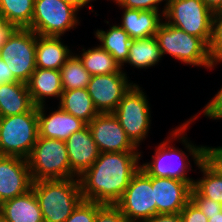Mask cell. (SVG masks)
<instances>
[{
    "instance_id": "cell-41",
    "label": "cell",
    "mask_w": 222,
    "mask_h": 222,
    "mask_svg": "<svg viewBox=\"0 0 222 222\" xmlns=\"http://www.w3.org/2000/svg\"><path fill=\"white\" fill-rule=\"evenodd\" d=\"M203 2L212 12L222 9V0H203Z\"/></svg>"
},
{
    "instance_id": "cell-18",
    "label": "cell",
    "mask_w": 222,
    "mask_h": 222,
    "mask_svg": "<svg viewBox=\"0 0 222 222\" xmlns=\"http://www.w3.org/2000/svg\"><path fill=\"white\" fill-rule=\"evenodd\" d=\"M45 106L37 107L39 137L66 141L73 133L87 125L59 106L57 110L46 115Z\"/></svg>"
},
{
    "instance_id": "cell-10",
    "label": "cell",
    "mask_w": 222,
    "mask_h": 222,
    "mask_svg": "<svg viewBox=\"0 0 222 222\" xmlns=\"http://www.w3.org/2000/svg\"><path fill=\"white\" fill-rule=\"evenodd\" d=\"M115 205L130 222H139L156 215L152 176L140 168Z\"/></svg>"
},
{
    "instance_id": "cell-28",
    "label": "cell",
    "mask_w": 222,
    "mask_h": 222,
    "mask_svg": "<svg viewBox=\"0 0 222 222\" xmlns=\"http://www.w3.org/2000/svg\"><path fill=\"white\" fill-rule=\"evenodd\" d=\"M35 0H0V9L7 23L15 28H28L33 17Z\"/></svg>"
},
{
    "instance_id": "cell-32",
    "label": "cell",
    "mask_w": 222,
    "mask_h": 222,
    "mask_svg": "<svg viewBox=\"0 0 222 222\" xmlns=\"http://www.w3.org/2000/svg\"><path fill=\"white\" fill-rule=\"evenodd\" d=\"M96 202L82 200L65 222H94Z\"/></svg>"
},
{
    "instance_id": "cell-35",
    "label": "cell",
    "mask_w": 222,
    "mask_h": 222,
    "mask_svg": "<svg viewBox=\"0 0 222 222\" xmlns=\"http://www.w3.org/2000/svg\"><path fill=\"white\" fill-rule=\"evenodd\" d=\"M183 222H208V218L190 200L180 212Z\"/></svg>"
},
{
    "instance_id": "cell-12",
    "label": "cell",
    "mask_w": 222,
    "mask_h": 222,
    "mask_svg": "<svg viewBox=\"0 0 222 222\" xmlns=\"http://www.w3.org/2000/svg\"><path fill=\"white\" fill-rule=\"evenodd\" d=\"M197 119V115L190 120L184 122L180 127H177V138L175 140L182 141L187 151L193 158L196 166L203 173L201 178L194 180L193 187L204 197L214 200L222 204V172L206 157L207 146H196L188 142L186 129L190 123ZM185 132V133H184ZM184 133V134H183Z\"/></svg>"
},
{
    "instance_id": "cell-6",
    "label": "cell",
    "mask_w": 222,
    "mask_h": 222,
    "mask_svg": "<svg viewBox=\"0 0 222 222\" xmlns=\"http://www.w3.org/2000/svg\"><path fill=\"white\" fill-rule=\"evenodd\" d=\"M36 42L33 30L15 28L0 48V58L17 81L27 83L36 69Z\"/></svg>"
},
{
    "instance_id": "cell-46",
    "label": "cell",
    "mask_w": 222,
    "mask_h": 222,
    "mask_svg": "<svg viewBox=\"0 0 222 222\" xmlns=\"http://www.w3.org/2000/svg\"><path fill=\"white\" fill-rule=\"evenodd\" d=\"M2 121H3V117L0 115V131H1Z\"/></svg>"
},
{
    "instance_id": "cell-25",
    "label": "cell",
    "mask_w": 222,
    "mask_h": 222,
    "mask_svg": "<svg viewBox=\"0 0 222 222\" xmlns=\"http://www.w3.org/2000/svg\"><path fill=\"white\" fill-rule=\"evenodd\" d=\"M162 58V53L155 36L132 39L128 58L125 62L138 69L154 67Z\"/></svg>"
},
{
    "instance_id": "cell-15",
    "label": "cell",
    "mask_w": 222,
    "mask_h": 222,
    "mask_svg": "<svg viewBox=\"0 0 222 222\" xmlns=\"http://www.w3.org/2000/svg\"><path fill=\"white\" fill-rule=\"evenodd\" d=\"M27 159L0 155V204L32 189Z\"/></svg>"
},
{
    "instance_id": "cell-21",
    "label": "cell",
    "mask_w": 222,
    "mask_h": 222,
    "mask_svg": "<svg viewBox=\"0 0 222 222\" xmlns=\"http://www.w3.org/2000/svg\"><path fill=\"white\" fill-rule=\"evenodd\" d=\"M0 214L9 222H44L33 189L2 202L0 204Z\"/></svg>"
},
{
    "instance_id": "cell-37",
    "label": "cell",
    "mask_w": 222,
    "mask_h": 222,
    "mask_svg": "<svg viewBox=\"0 0 222 222\" xmlns=\"http://www.w3.org/2000/svg\"><path fill=\"white\" fill-rule=\"evenodd\" d=\"M139 222H183L180 213L156 214L149 219Z\"/></svg>"
},
{
    "instance_id": "cell-19",
    "label": "cell",
    "mask_w": 222,
    "mask_h": 222,
    "mask_svg": "<svg viewBox=\"0 0 222 222\" xmlns=\"http://www.w3.org/2000/svg\"><path fill=\"white\" fill-rule=\"evenodd\" d=\"M26 84L32 103L36 107L45 105V99L48 97L60 100L63 92L60 70L36 68Z\"/></svg>"
},
{
    "instance_id": "cell-11",
    "label": "cell",
    "mask_w": 222,
    "mask_h": 222,
    "mask_svg": "<svg viewBox=\"0 0 222 222\" xmlns=\"http://www.w3.org/2000/svg\"><path fill=\"white\" fill-rule=\"evenodd\" d=\"M175 138H177V128L155 149V154L151 156L153 161L141 164L140 168L149 176L176 178L193 186L194 179L187 176L191 169L189 156L184 151L169 145L170 141Z\"/></svg>"
},
{
    "instance_id": "cell-44",
    "label": "cell",
    "mask_w": 222,
    "mask_h": 222,
    "mask_svg": "<svg viewBox=\"0 0 222 222\" xmlns=\"http://www.w3.org/2000/svg\"><path fill=\"white\" fill-rule=\"evenodd\" d=\"M10 34L11 33H0V48L4 45Z\"/></svg>"
},
{
    "instance_id": "cell-42",
    "label": "cell",
    "mask_w": 222,
    "mask_h": 222,
    "mask_svg": "<svg viewBox=\"0 0 222 222\" xmlns=\"http://www.w3.org/2000/svg\"><path fill=\"white\" fill-rule=\"evenodd\" d=\"M62 1L69 3L72 6H74L76 9L80 10L84 6H87L86 4L94 0H62Z\"/></svg>"
},
{
    "instance_id": "cell-16",
    "label": "cell",
    "mask_w": 222,
    "mask_h": 222,
    "mask_svg": "<svg viewBox=\"0 0 222 222\" xmlns=\"http://www.w3.org/2000/svg\"><path fill=\"white\" fill-rule=\"evenodd\" d=\"M156 214L180 213L190 201L192 186L176 178L152 177Z\"/></svg>"
},
{
    "instance_id": "cell-29",
    "label": "cell",
    "mask_w": 222,
    "mask_h": 222,
    "mask_svg": "<svg viewBox=\"0 0 222 222\" xmlns=\"http://www.w3.org/2000/svg\"><path fill=\"white\" fill-rule=\"evenodd\" d=\"M63 91L87 88L91 75L74 53L60 69Z\"/></svg>"
},
{
    "instance_id": "cell-24",
    "label": "cell",
    "mask_w": 222,
    "mask_h": 222,
    "mask_svg": "<svg viewBox=\"0 0 222 222\" xmlns=\"http://www.w3.org/2000/svg\"><path fill=\"white\" fill-rule=\"evenodd\" d=\"M58 106L87 125L99 114L86 88L63 91Z\"/></svg>"
},
{
    "instance_id": "cell-40",
    "label": "cell",
    "mask_w": 222,
    "mask_h": 222,
    "mask_svg": "<svg viewBox=\"0 0 222 222\" xmlns=\"http://www.w3.org/2000/svg\"><path fill=\"white\" fill-rule=\"evenodd\" d=\"M15 27L12 24L7 23L5 16L0 9V33H12Z\"/></svg>"
},
{
    "instance_id": "cell-22",
    "label": "cell",
    "mask_w": 222,
    "mask_h": 222,
    "mask_svg": "<svg viewBox=\"0 0 222 222\" xmlns=\"http://www.w3.org/2000/svg\"><path fill=\"white\" fill-rule=\"evenodd\" d=\"M60 39L61 36L37 35L36 68L61 69L73 52Z\"/></svg>"
},
{
    "instance_id": "cell-43",
    "label": "cell",
    "mask_w": 222,
    "mask_h": 222,
    "mask_svg": "<svg viewBox=\"0 0 222 222\" xmlns=\"http://www.w3.org/2000/svg\"><path fill=\"white\" fill-rule=\"evenodd\" d=\"M208 222H222V212L211 215Z\"/></svg>"
},
{
    "instance_id": "cell-20",
    "label": "cell",
    "mask_w": 222,
    "mask_h": 222,
    "mask_svg": "<svg viewBox=\"0 0 222 222\" xmlns=\"http://www.w3.org/2000/svg\"><path fill=\"white\" fill-rule=\"evenodd\" d=\"M163 15L158 11L124 8L122 22L119 26L131 39H142L155 36L162 22Z\"/></svg>"
},
{
    "instance_id": "cell-38",
    "label": "cell",
    "mask_w": 222,
    "mask_h": 222,
    "mask_svg": "<svg viewBox=\"0 0 222 222\" xmlns=\"http://www.w3.org/2000/svg\"><path fill=\"white\" fill-rule=\"evenodd\" d=\"M206 157L222 172V152L217 147H207Z\"/></svg>"
},
{
    "instance_id": "cell-1",
    "label": "cell",
    "mask_w": 222,
    "mask_h": 222,
    "mask_svg": "<svg viewBox=\"0 0 222 222\" xmlns=\"http://www.w3.org/2000/svg\"><path fill=\"white\" fill-rule=\"evenodd\" d=\"M141 152H102L79 176L82 198L101 204H115L140 169Z\"/></svg>"
},
{
    "instance_id": "cell-7",
    "label": "cell",
    "mask_w": 222,
    "mask_h": 222,
    "mask_svg": "<svg viewBox=\"0 0 222 222\" xmlns=\"http://www.w3.org/2000/svg\"><path fill=\"white\" fill-rule=\"evenodd\" d=\"M150 105L139 85L134 83L113 112L127 137L138 148L146 139L151 124Z\"/></svg>"
},
{
    "instance_id": "cell-9",
    "label": "cell",
    "mask_w": 222,
    "mask_h": 222,
    "mask_svg": "<svg viewBox=\"0 0 222 222\" xmlns=\"http://www.w3.org/2000/svg\"><path fill=\"white\" fill-rule=\"evenodd\" d=\"M76 9L62 0H35L31 25L37 35L62 36L79 25Z\"/></svg>"
},
{
    "instance_id": "cell-3",
    "label": "cell",
    "mask_w": 222,
    "mask_h": 222,
    "mask_svg": "<svg viewBox=\"0 0 222 222\" xmlns=\"http://www.w3.org/2000/svg\"><path fill=\"white\" fill-rule=\"evenodd\" d=\"M155 38L162 56L169 54L184 64L208 69L216 66L210 57L209 45L202 38L190 35L166 20L161 22Z\"/></svg>"
},
{
    "instance_id": "cell-39",
    "label": "cell",
    "mask_w": 222,
    "mask_h": 222,
    "mask_svg": "<svg viewBox=\"0 0 222 222\" xmlns=\"http://www.w3.org/2000/svg\"><path fill=\"white\" fill-rule=\"evenodd\" d=\"M17 81L9 70L6 62L0 58V83Z\"/></svg>"
},
{
    "instance_id": "cell-31",
    "label": "cell",
    "mask_w": 222,
    "mask_h": 222,
    "mask_svg": "<svg viewBox=\"0 0 222 222\" xmlns=\"http://www.w3.org/2000/svg\"><path fill=\"white\" fill-rule=\"evenodd\" d=\"M94 222H130L115 204L96 202V217Z\"/></svg>"
},
{
    "instance_id": "cell-5",
    "label": "cell",
    "mask_w": 222,
    "mask_h": 222,
    "mask_svg": "<svg viewBox=\"0 0 222 222\" xmlns=\"http://www.w3.org/2000/svg\"><path fill=\"white\" fill-rule=\"evenodd\" d=\"M39 137L37 107L29 112L3 117L0 155L27 159Z\"/></svg>"
},
{
    "instance_id": "cell-17",
    "label": "cell",
    "mask_w": 222,
    "mask_h": 222,
    "mask_svg": "<svg viewBox=\"0 0 222 222\" xmlns=\"http://www.w3.org/2000/svg\"><path fill=\"white\" fill-rule=\"evenodd\" d=\"M65 143L71 172L78 178L97 160L100 151L88 125L73 133Z\"/></svg>"
},
{
    "instance_id": "cell-36",
    "label": "cell",
    "mask_w": 222,
    "mask_h": 222,
    "mask_svg": "<svg viewBox=\"0 0 222 222\" xmlns=\"http://www.w3.org/2000/svg\"><path fill=\"white\" fill-rule=\"evenodd\" d=\"M203 114L213 120H220L222 118V87L215 97L204 106Z\"/></svg>"
},
{
    "instance_id": "cell-34",
    "label": "cell",
    "mask_w": 222,
    "mask_h": 222,
    "mask_svg": "<svg viewBox=\"0 0 222 222\" xmlns=\"http://www.w3.org/2000/svg\"><path fill=\"white\" fill-rule=\"evenodd\" d=\"M190 200L209 219L211 215L222 212V204L202 196L193 186L190 193Z\"/></svg>"
},
{
    "instance_id": "cell-14",
    "label": "cell",
    "mask_w": 222,
    "mask_h": 222,
    "mask_svg": "<svg viewBox=\"0 0 222 222\" xmlns=\"http://www.w3.org/2000/svg\"><path fill=\"white\" fill-rule=\"evenodd\" d=\"M88 127L100 153L139 151L113 113H99Z\"/></svg>"
},
{
    "instance_id": "cell-27",
    "label": "cell",
    "mask_w": 222,
    "mask_h": 222,
    "mask_svg": "<svg viewBox=\"0 0 222 222\" xmlns=\"http://www.w3.org/2000/svg\"><path fill=\"white\" fill-rule=\"evenodd\" d=\"M83 53L77 55L84 68L91 75H104L112 73H126L119 63L100 45L88 50L82 49Z\"/></svg>"
},
{
    "instance_id": "cell-45",
    "label": "cell",
    "mask_w": 222,
    "mask_h": 222,
    "mask_svg": "<svg viewBox=\"0 0 222 222\" xmlns=\"http://www.w3.org/2000/svg\"><path fill=\"white\" fill-rule=\"evenodd\" d=\"M0 222H9L7 219H5L1 214H0Z\"/></svg>"
},
{
    "instance_id": "cell-33",
    "label": "cell",
    "mask_w": 222,
    "mask_h": 222,
    "mask_svg": "<svg viewBox=\"0 0 222 222\" xmlns=\"http://www.w3.org/2000/svg\"><path fill=\"white\" fill-rule=\"evenodd\" d=\"M165 3V7L162 10V15L166 13L169 0H113L119 7L122 8H128V9H136V10H151V11H158L159 10V4L161 2Z\"/></svg>"
},
{
    "instance_id": "cell-30",
    "label": "cell",
    "mask_w": 222,
    "mask_h": 222,
    "mask_svg": "<svg viewBox=\"0 0 222 222\" xmlns=\"http://www.w3.org/2000/svg\"><path fill=\"white\" fill-rule=\"evenodd\" d=\"M209 53L214 64L222 62V9L213 12L212 37L209 44Z\"/></svg>"
},
{
    "instance_id": "cell-13",
    "label": "cell",
    "mask_w": 222,
    "mask_h": 222,
    "mask_svg": "<svg viewBox=\"0 0 222 222\" xmlns=\"http://www.w3.org/2000/svg\"><path fill=\"white\" fill-rule=\"evenodd\" d=\"M133 83L126 73L94 75L86 89L99 113H113Z\"/></svg>"
},
{
    "instance_id": "cell-47",
    "label": "cell",
    "mask_w": 222,
    "mask_h": 222,
    "mask_svg": "<svg viewBox=\"0 0 222 222\" xmlns=\"http://www.w3.org/2000/svg\"><path fill=\"white\" fill-rule=\"evenodd\" d=\"M217 148L222 152V147L221 146H218Z\"/></svg>"
},
{
    "instance_id": "cell-8",
    "label": "cell",
    "mask_w": 222,
    "mask_h": 222,
    "mask_svg": "<svg viewBox=\"0 0 222 222\" xmlns=\"http://www.w3.org/2000/svg\"><path fill=\"white\" fill-rule=\"evenodd\" d=\"M163 19L167 20L168 24L210 44L213 12L203 0H169Z\"/></svg>"
},
{
    "instance_id": "cell-4",
    "label": "cell",
    "mask_w": 222,
    "mask_h": 222,
    "mask_svg": "<svg viewBox=\"0 0 222 222\" xmlns=\"http://www.w3.org/2000/svg\"><path fill=\"white\" fill-rule=\"evenodd\" d=\"M27 162L33 182L77 178L71 172L63 140L38 137Z\"/></svg>"
},
{
    "instance_id": "cell-23",
    "label": "cell",
    "mask_w": 222,
    "mask_h": 222,
    "mask_svg": "<svg viewBox=\"0 0 222 222\" xmlns=\"http://www.w3.org/2000/svg\"><path fill=\"white\" fill-rule=\"evenodd\" d=\"M34 106L26 83L20 81L0 83V115L2 117L29 112Z\"/></svg>"
},
{
    "instance_id": "cell-2",
    "label": "cell",
    "mask_w": 222,
    "mask_h": 222,
    "mask_svg": "<svg viewBox=\"0 0 222 222\" xmlns=\"http://www.w3.org/2000/svg\"><path fill=\"white\" fill-rule=\"evenodd\" d=\"M32 189L44 222H65L83 200L79 178L35 181Z\"/></svg>"
},
{
    "instance_id": "cell-26",
    "label": "cell",
    "mask_w": 222,
    "mask_h": 222,
    "mask_svg": "<svg viewBox=\"0 0 222 222\" xmlns=\"http://www.w3.org/2000/svg\"><path fill=\"white\" fill-rule=\"evenodd\" d=\"M95 36L100 41V46L123 67L132 41L130 36L119 25H112L107 31L97 29Z\"/></svg>"
}]
</instances>
